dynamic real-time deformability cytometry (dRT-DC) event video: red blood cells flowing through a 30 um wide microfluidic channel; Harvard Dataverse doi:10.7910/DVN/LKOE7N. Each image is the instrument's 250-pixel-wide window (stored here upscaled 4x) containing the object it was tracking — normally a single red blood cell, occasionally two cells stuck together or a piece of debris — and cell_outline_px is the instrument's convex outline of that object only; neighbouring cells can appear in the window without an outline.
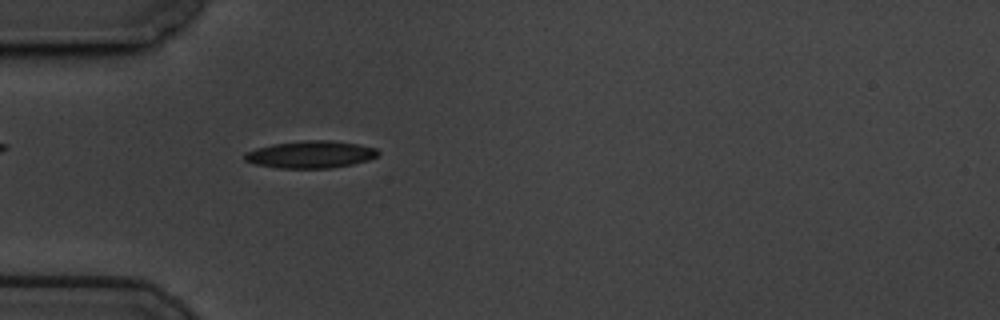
{"species": "common noctule bat (a hibernating species)", "species_latin": "Nyctalus noctula", "temperature_condition": "cold", "stored_images_in_passage": 44, "camera_frame_rate_fps": 3000, "um_per_image_px": 0.085, "animal": {"sex": "male", "body_mass_g": 19.5, "forearm_length_mm": 54.6}, "frame": {"image": 1, "passage_image": 3, "time_ms": 0.667, "image_size_px": [1000, 320], "cell_outline_px": [[380, 152], [376, 156], [368, 160], [352, 164], [328, 168], [276, 168], [256, 164], [244, 160], [244, 152], [256, 148], [272, 144], [304, 140], [332, 140], [356, 144], [376, 148]], "centroid_in_image_um": [26.37, 13.12], "position_along_channel_um": 58.6, "area_um2": 21.15}}
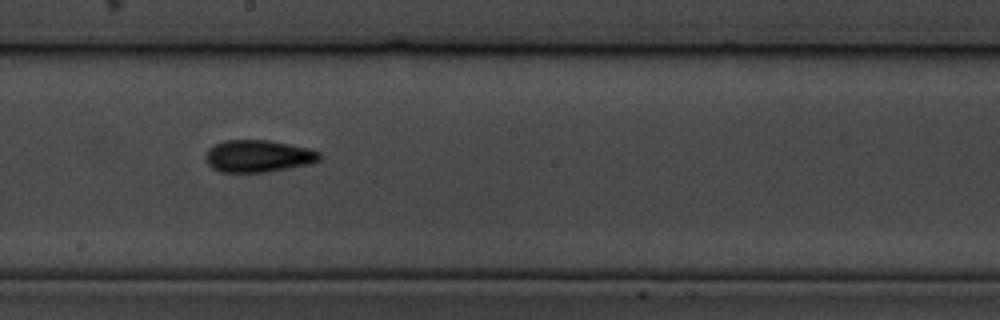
{"frame": {"image": 2, "passage_image": 18, "time_ms": 5.667, "image_size_px": [1000, 320], "cell_outline_px": [[320, 160], [312, 164], [268, 172], [220, 172], [212, 168], [208, 164], [204, 156], [208, 148], [224, 140], [268, 140], [308, 148], [320, 152]], "centroid_in_image_um": [21.94, 13.28], "position_along_channel_um": 226.3, "area_um2": 21.5}}
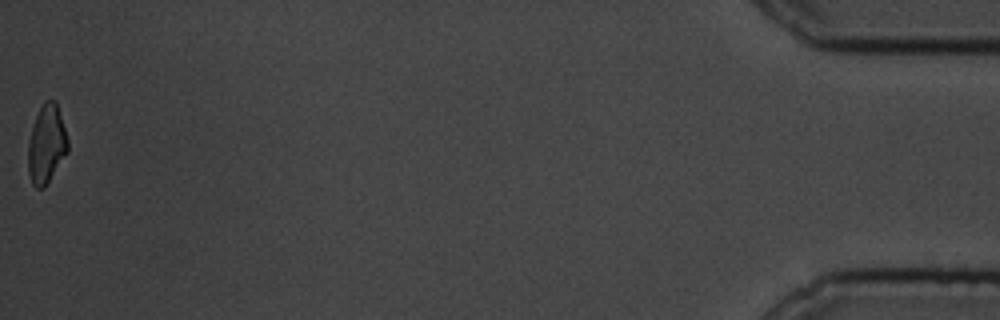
{"frame": {"image": 3, "passage_image": 44, "time_ms": 14.333, "image_size_px": [1000, 320], "cell_outline_px": [[68, 152], [44, 188], [36, 188], [32, 184], [28, 172], [28, 140], [32, 124], [44, 100], [56, 100], [68, 140]], "centroid_in_image_um": [3.94, 12.25], "position_along_channel_um": 431.3, "area_um2": 18.26}, "authors_computed_cell_mechanics": {"area_um2": 20.0566, "velocity_mm_per_s": 3.4473, "shape_relaxation_time_tau1_ms": 4.9577, "shape_relaxation_time_tau2_ms": 3.7343, "deformation_change_tau1": 0.1354, "deformation_change_tau2": 0.1071}}